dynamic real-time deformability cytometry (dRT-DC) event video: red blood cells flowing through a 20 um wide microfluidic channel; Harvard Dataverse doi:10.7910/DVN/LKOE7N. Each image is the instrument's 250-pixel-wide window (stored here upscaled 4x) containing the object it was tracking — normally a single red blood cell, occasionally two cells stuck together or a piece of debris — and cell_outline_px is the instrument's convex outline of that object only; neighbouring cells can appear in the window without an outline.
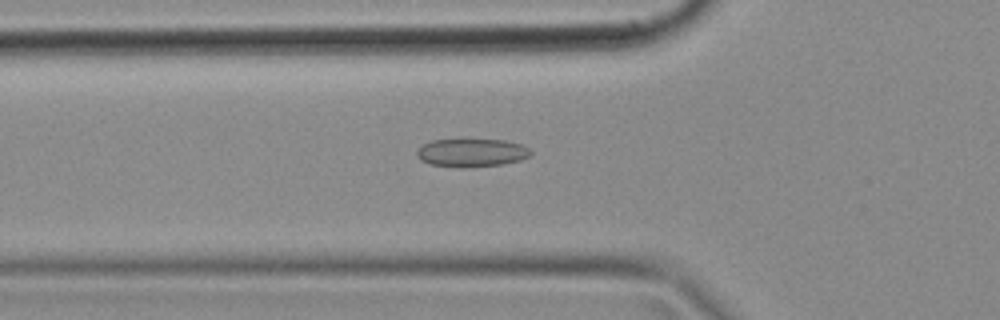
{"species": "common noctule bat (a hibernating species)", "species_latin": "Nyctalus noctula", "temperature_condition": "cold", "stored_images_in_passage": 49, "camera_frame_rate_fps": 3000, "um_per_image_px": 0.085, "animal": {"sex": "female", "body_mass_g": 18.4}, "frame": {"image": 1, "passage_image": 17, "time_ms": 5.333, "image_size_px": [1000, 320], "cell_outline_px": [[532, 152], [528, 156], [520, 160], [500, 164], [460, 168], [432, 164], [420, 160], [416, 156], [416, 152], [424, 144], [432, 140], [504, 140], [520, 144], [528, 148]], "centroid_in_image_um": [40.06, 12.98], "position_along_channel_um": 85.7, "area_um2": 18.38}}
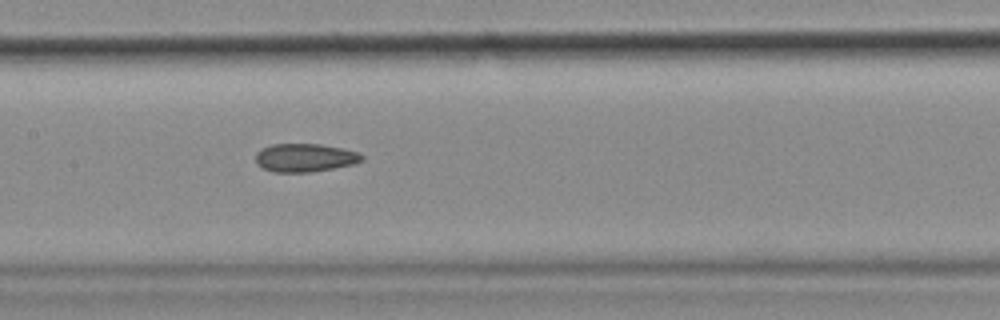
{"frame": {"image": 2, "passage_image": 24, "time_ms": 7.667, "image_size_px": [1000, 320], "cell_outline_px": [[364, 160], [356, 164], [308, 172], [272, 172], [256, 164], [256, 152], [272, 144], [320, 144], [344, 148], [360, 152], [364, 156]], "centroid_in_image_um": [25.97, 13.4], "position_along_channel_um": 181.4, "area_um2": 17.63}}
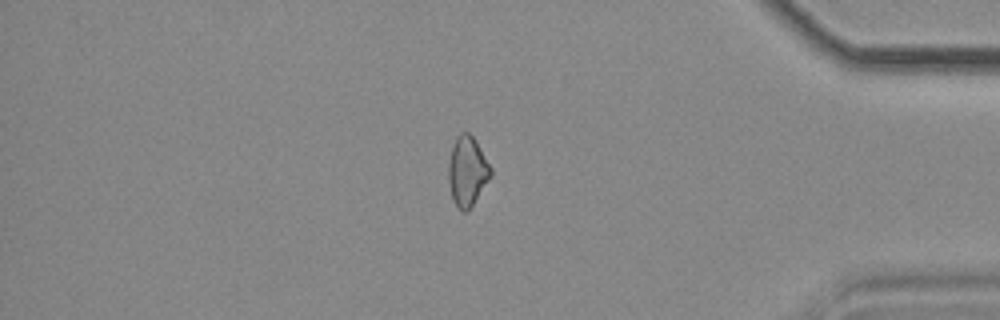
{"frame": {"image": 3, "passage_image": 42, "time_ms": 13.667, "image_size_px": [1000, 320], "cell_outline_px": [[492, 176], [468, 212], [460, 212], [452, 196], [448, 180], [448, 164], [452, 148], [456, 136], [460, 132], [468, 132], [476, 140], [492, 168]], "centroid_in_image_um": [39.74, 14.56], "position_along_channel_um": 395.5, "area_um2": 17.34}}